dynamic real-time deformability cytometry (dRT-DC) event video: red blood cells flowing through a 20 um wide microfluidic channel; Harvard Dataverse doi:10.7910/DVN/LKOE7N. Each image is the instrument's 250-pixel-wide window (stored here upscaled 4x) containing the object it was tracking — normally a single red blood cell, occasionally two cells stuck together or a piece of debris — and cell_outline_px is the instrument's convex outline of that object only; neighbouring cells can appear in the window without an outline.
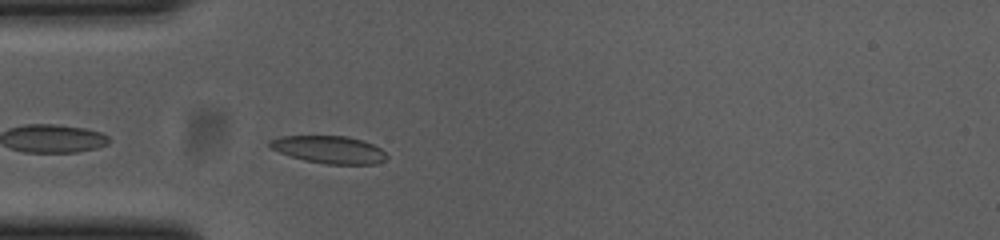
{"species": "common noctule bat (a hibernating species)", "species_latin": "Nyctalus noctula", "temperature_condition": "cold", "stored_images_in_passage": 31, "camera_frame_rate_fps": 3000, "um_per_image_px": 0.085, "animal": {"sex": "female", "body_mass_g": 23.0, "forearm_length_mm": 53.4}, "frame": {"image": 1, "passage_image": 5, "time_ms": 1.333, "image_size_px": [1000, 240], "cell_outline_px": [[376, 148], [364, 164], [336, 164], [312, 160], [296, 156], [288, 152], [280, 144], [280, 140], [292, 136], [340, 136], [356, 140], [368, 144]], "centroid_in_image_um": [27.94, 12.68], "position_along_channel_um": 57.1, "area_um2": 14.68}}
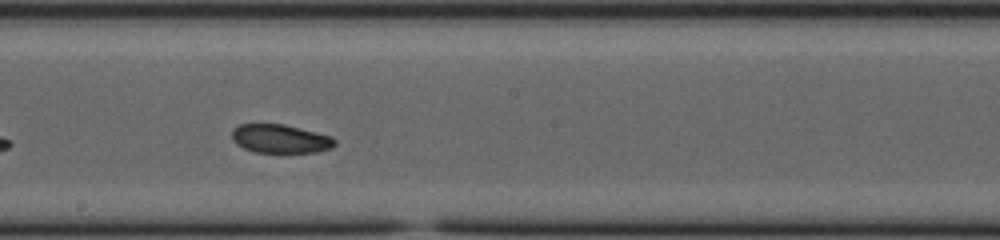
{"frame": {"image": 2, "passage_image": 19, "time_ms": 6.0, "image_size_px": [1000, 240], "cell_outline_px": [[332, 144], [324, 148], [304, 152], [260, 152], [248, 148], [240, 144], [232, 136], [236, 128], [244, 124], [280, 124], [328, 136], [332, 140]], "centroid_in_image_um": [23.74, 11.78], "position_along_channel_um": 224.5, "area_um2": 15.55}}
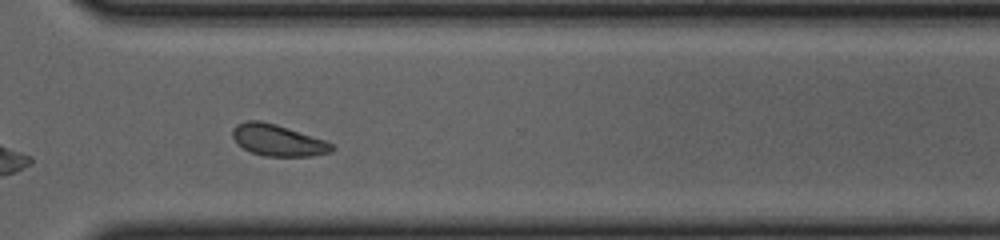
{"frame": {"image": 3, "passage_image": 29, "time_ms": 9.333, "image_size_px": [1000, 240], "cell_outline_px": [[332, 148], [324, 152], [300, 156], [272, 156], [252, 152], [244, 148], [236, 140], [236, 128], [240, 124], [272, 124], [332, 144]], "centroid_in_image_um": [23.63, 11.99], "position_along_channel_um": 347.0, "area_um2": 15.78}, "authors_computed_cell_mechanics": {"area_um2": 15.4326, "velocity_mm_per_s": 3.6697, "shape_relaxation_time_tau1_ms": 5.4109, "shape_relaxation_time_tau2_ms": null, "deformation_change_tau1": 0.1013, "deformation_change_tau2": null}}